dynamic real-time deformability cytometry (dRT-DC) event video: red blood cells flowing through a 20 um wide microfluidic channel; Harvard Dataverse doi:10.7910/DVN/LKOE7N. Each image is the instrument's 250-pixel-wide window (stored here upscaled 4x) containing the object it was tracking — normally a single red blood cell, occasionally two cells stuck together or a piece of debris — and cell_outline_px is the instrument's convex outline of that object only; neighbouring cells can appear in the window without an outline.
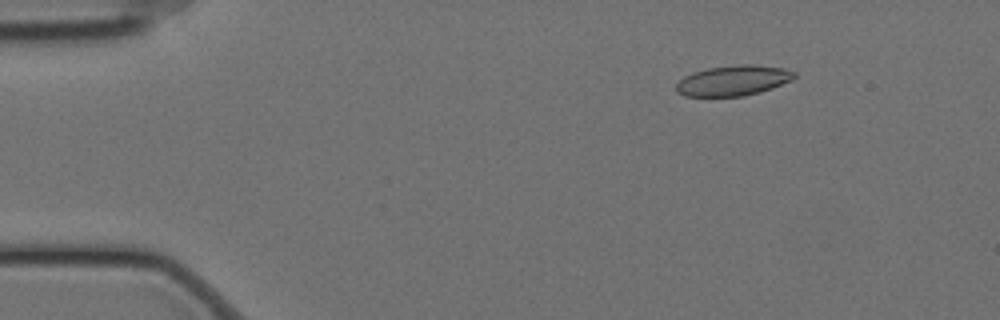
{"species": "Egyptian fruit bat (a non-hibernating species)", "species_latin": "Rousettus aegyptiacus", "temperature_condition": "cold", "stored_images_in_passage": 58, "camera_frame_rate_fps": 3000, "um_per_image_px": 0.085, "animal": {"sex": "female"}, "frame": {"image": 1, "passage_image": 8, "time_ms": 2.333, "image_size_px": [1000, 320], "cell_outline_px": [[796, 76], [792, 80], [772, 88], [760, 92], [744, 96], [684, 96], [676, 92], [676, 84], [684, 76], [692, 72], [708, 68], [740, 64], [756, 64], [784, 68], [796, 72]], "centroid_in_image_um": [62.33, 6.84], "position_along_channel_um": 22.7, "area_um2": 21.04}}
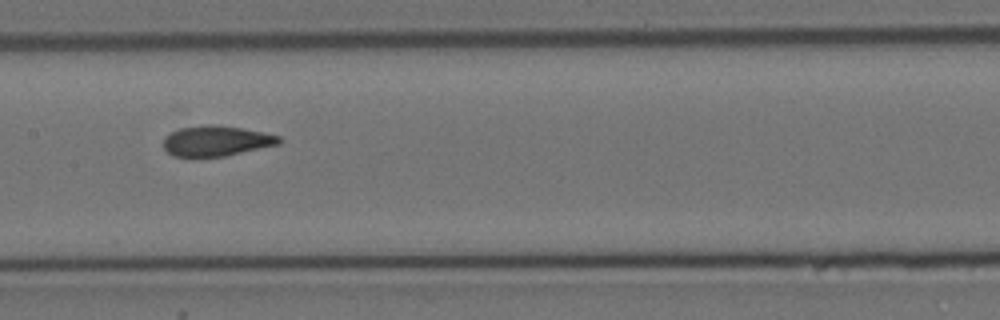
{"frame": {"image": 2, "passage_image": 29, "time_ms": 9.333, "image_size_px": [1000, 320], "cell_outline_px": [[280, 144], [224, 156], [172, 156], [164, 148], [164, 136], [180, 128], [208, 124], [240, 128], [264, 132], [280, 136]], "centroid_in_image_um": [18.38, 11.97], "position_along_channel_um": 189.0, "area_um2": 20.17}}
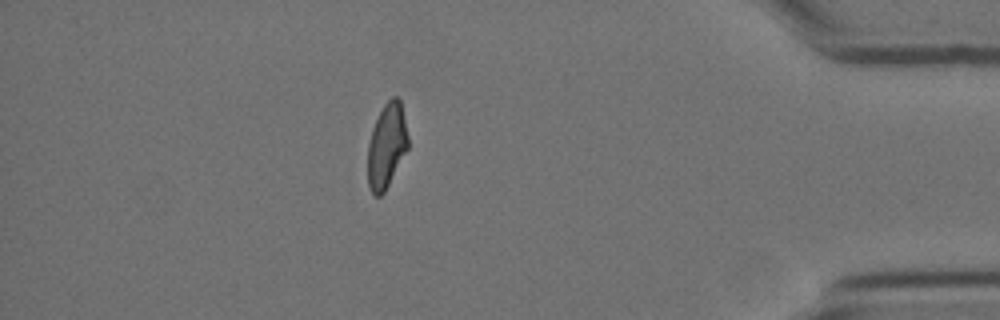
{"frame": {"image": 3, "passage_image": 51, "time_ms": 16.667, "image_size_px": [1000, 320], "cell_outline_px": [[408, 148], [384, 192], [380, 196], [376, 196], [372, 192], [368, 184], [368, 144], [372, 128], [384, 104], [392, 96], [396, 96], [400, 100], [408, 136]], "centroid_in_image_um": [32.86, 12.38], "position_along_channel_um": 402.3, "area_um2": 19.59}, "authors_computed_cell_mechanics": {"area_um2": 21.0392, "velocity_mm_per_s": 3.4744, "shape_relaxation_time_tau1_ms": 6.9969, "shape_relaxation_time_tau2_ms": 1.6417, "deformation_change_tau1": 0.1608, "deformation_change_tau2": 0.052}}